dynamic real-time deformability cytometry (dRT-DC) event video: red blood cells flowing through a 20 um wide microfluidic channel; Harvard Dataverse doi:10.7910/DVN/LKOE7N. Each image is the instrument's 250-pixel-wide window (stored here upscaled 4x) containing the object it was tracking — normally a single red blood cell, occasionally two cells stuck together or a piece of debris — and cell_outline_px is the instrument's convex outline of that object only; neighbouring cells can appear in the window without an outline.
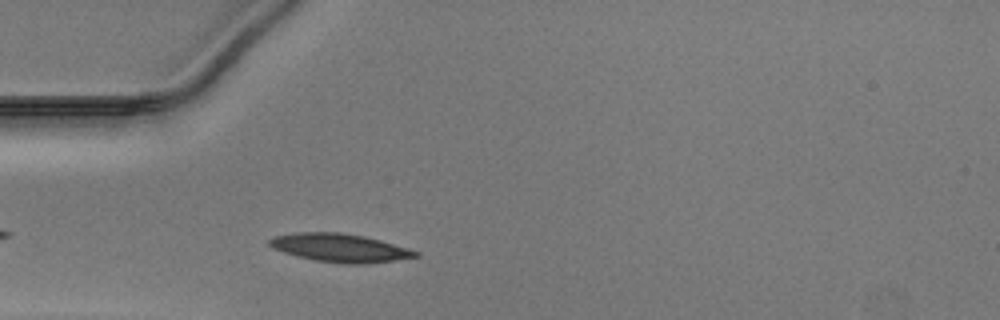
{"species": "Egyptian fruit bat (a non-hibernating species)", "species_latin": "Rousettus aegyptiacus", "temperature_condition": "warm", "stored_images_in_passage": 26, "camera_frame_rate_fps": 3000, "um_per_image_px": 0.085, "animal": {"sex": "male"}, "frame": {"image": 1, "passage_image": 2, "time_ms": 0.333, "image_size_px": [1000, 320], "cell_outline_px": [[420, 256], [392, 260], [360, 264], [344, 264], [316, 260], [284, 252], [268, 244], [268, 240], [276, 236], [296, 232], [344, 232], [364, 236], [380, 240], [420, 252]], "centroid_in_image_um": [28.91, 21.05], "position_along_channel_um": 56.1, "area_um2": 23.7}}
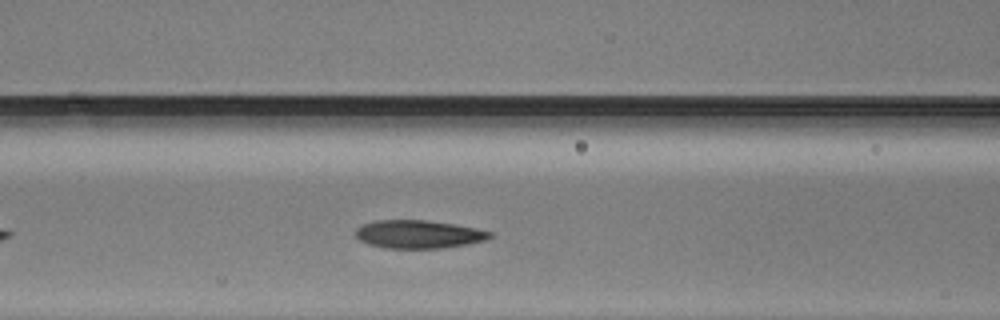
{"frame": {"image": 2, "passage_image": 8, "time_ms": 2.333, "image_size_px": [1000, 320], "cell_outline_px": [[492, 236], [484, 240], [468, 244], [444, 248], [384, 248], [368, 244], [360, 240], [356, 236], [356, 228], [364, 224], [376, 220], [428, 220], [476, 228], [492, 232]], "centroid_in_image_um": [35.57, 19.91], "position_along_channel_um": 131.0, "area_um2": 21.96}}
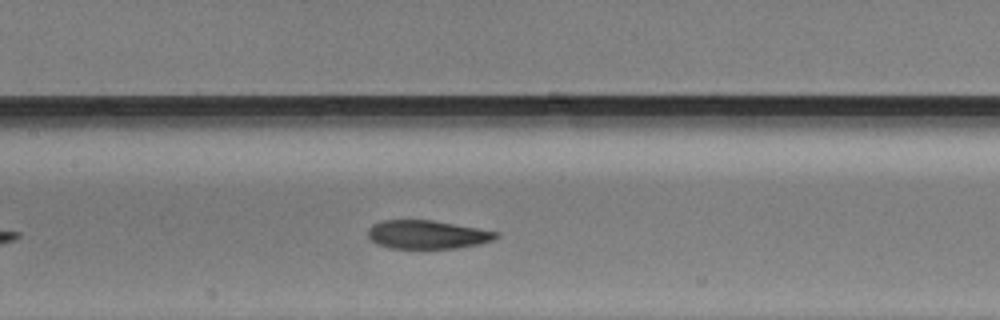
{"frame": {"image": 3, "passage_image": 11, "time_ms": 3.333, "image_size_px": [1000, 320], "cell_outline_px": [[500, 236], [492, 240], [476, 244], [456, 248], [392, 248], [380, 244], [372, 240], [368, 236], [368, 228], [372, 224], [384, 220], [432, 220], [500, 232]], "centroid_in_image_um": [36.32, 19.92], "position_along_channel_um": 171.1, "area_um2": 21.04}}